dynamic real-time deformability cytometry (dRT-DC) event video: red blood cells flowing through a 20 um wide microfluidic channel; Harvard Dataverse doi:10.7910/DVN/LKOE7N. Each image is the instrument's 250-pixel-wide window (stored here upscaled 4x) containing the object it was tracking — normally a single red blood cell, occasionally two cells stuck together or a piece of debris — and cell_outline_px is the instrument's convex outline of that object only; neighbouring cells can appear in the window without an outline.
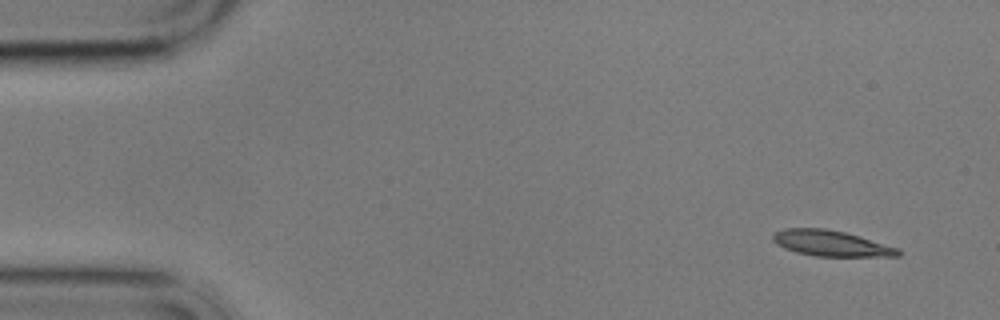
{"species": "common noctule bat (a hibernating species)", "species_latin": "Nyctalus noctula", "temperature_condition": "cold", "stored_images_in_passage": 7, "camera_frame_rate_fps": 3000, "um_per_image_px": 0.085, "animal": {"sex": "male", "body_mass_g": 17.9}, "frame": {"image": 1, "passage_image": 1, "time_ms": 0.0, "image_size_px": [1000, 320], "cell_outline_px": [[900, 256], [816, 256], [796, 252], [784, 248], [776, 244], [772, 240], [772, 236], [776, 232], [784, 228], [824, 228], [844, 232], [900, 248]], "centroid_in_image_um": [70.62, 20.68], "position_along_channel_um": 14.4, "area_um2": 18.67}}
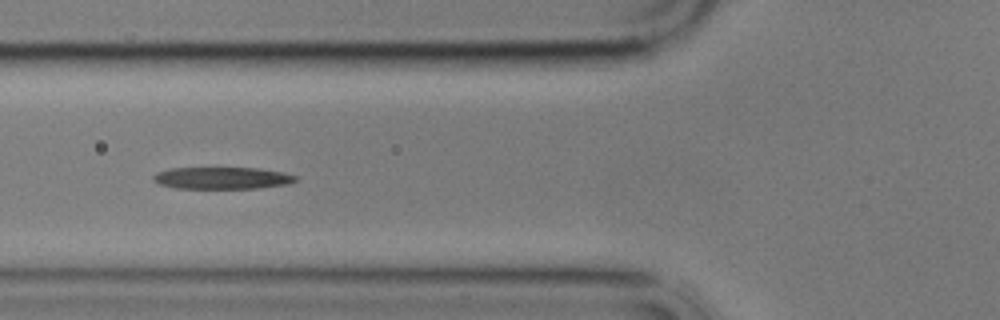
{"frame": {"image": 2, "passage_image": 5, "time_ms": 5.667, "image_size_px": [1000, 320], "cell_outline_px": [[300, 180], [288, 184], [260, 188], [176, 188], [160, 184], [152, 180], [152, 176], [156, 172], [172, 168], [256, 168], [280, 172], [296, 176]], "centroid_in_image_um": [18.88, 15.13], "position_along_channel_um": 106.9, "area_um2": 18.15}}
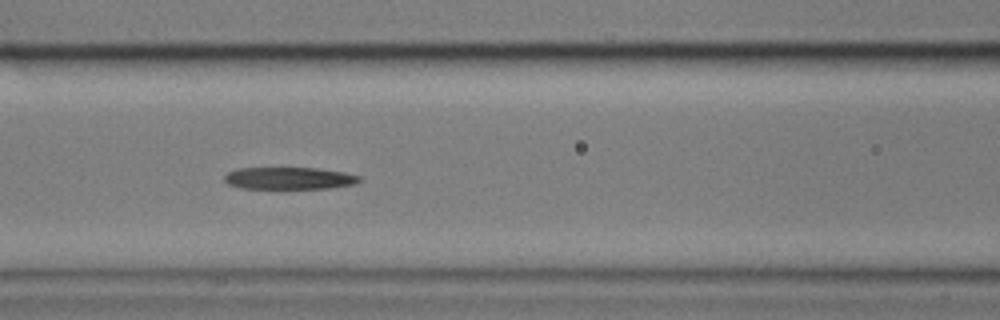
{"frame": {"image": 3, "passage_image": 6, "time_ms": 6.667, "image_size_px": [1000, 320], "cell_outline_px": [[364, 180], [356, 184], [328, 188], [240, 188], [228, 184], [224, 180], [224, 176], [228, 172], [236, 168], [320, 168], [344, 172], [360, 176]], "centroid_in_image_um": [24.61, 15.14], "position_along_channel_um": 142.0, "area_um2": 17.51}}